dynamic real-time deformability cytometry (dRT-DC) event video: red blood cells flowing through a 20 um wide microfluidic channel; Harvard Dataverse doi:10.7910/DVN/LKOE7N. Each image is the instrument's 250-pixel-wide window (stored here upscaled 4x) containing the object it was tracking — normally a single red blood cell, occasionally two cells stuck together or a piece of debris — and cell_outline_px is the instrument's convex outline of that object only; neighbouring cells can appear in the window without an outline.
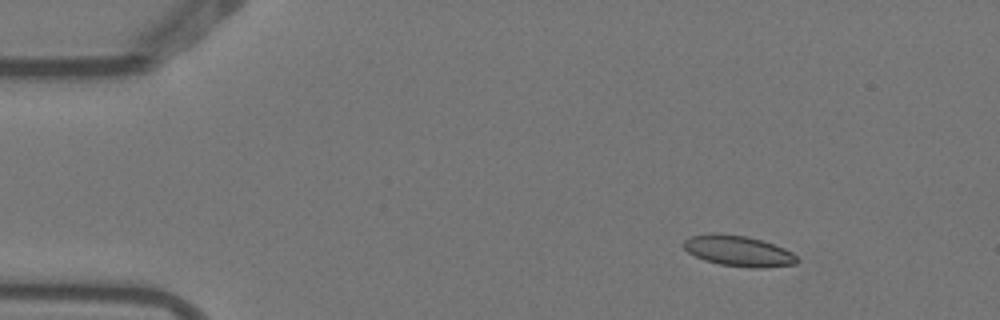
{"species": "Egyptian fruit bat (a non-hibernating species)", "species_latin": "Rousettus aegyptiacus", "temperature_condition": "warm", "stored_images_in_passage": 6, "camera_frame_rate_fps": 3000, "um_per_image_px": 0.085, "animal": {"sex": "female"}, "frame": {"image": 1, "passage_image": 3, "time_ms": 0.667, "image_size_px": [1000, 320], "cell_outline_px": [[800, 260], [796, 264], [760, 268], [748, 268], [720, 264], [704, 260], [688, 252], [680, 244], [684, 240], [692, 236], [712, 232], [716, 232], [748, 236], [784, 248], [792, 252]], "centroid_in_image_um": [62.74, 21.32], "position_along_channel_um": 22.3, "area_um2": 20.46}}
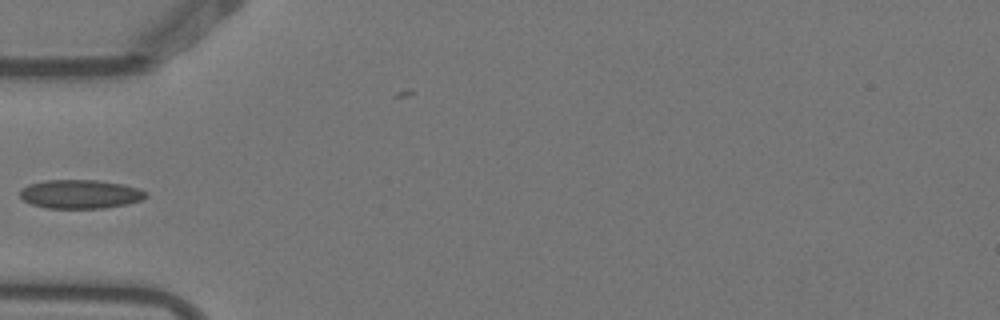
{"frame": {"image": 2, "passage_image": 6, "time_ms": 1.667, "image_size_px": [1000, 320], "cell_outline_px": [[148, 196], [140, 200], [128, 204], [104, 208], [48, 208], [32, 204], [24, 200], [20, 196], [20, 188], [28, 184], [44, 180], [96, 180], [124, 184], [140, 188], [148, 192]], "centroid_in_image_um": [6.85, 16.49], "position_along_channel_um": 78.2, "area_um2": 21.33}}